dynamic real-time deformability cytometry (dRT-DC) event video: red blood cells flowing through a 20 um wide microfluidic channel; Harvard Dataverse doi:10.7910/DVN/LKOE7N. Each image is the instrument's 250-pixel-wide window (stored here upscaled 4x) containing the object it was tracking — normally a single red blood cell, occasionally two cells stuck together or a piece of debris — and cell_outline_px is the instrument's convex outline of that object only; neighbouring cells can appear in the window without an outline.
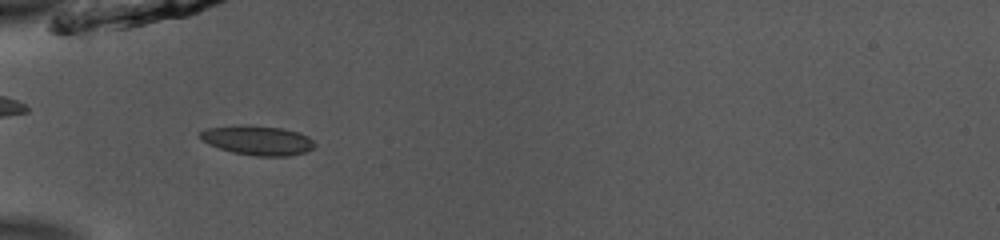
{"species": "common noctule bat (a hibernating species)", "species_latin": "Nyctalus noctula", "temperature_condition": "room temperature", "stored_images_in_passage": 37, "camera_frame_rate_fps": 3000, "um_per_image_px": 0.085, "animal": {"sex": "male", "body_mass_g": 13.0, "forearm_length_mm": 53.1}, "frame": {"image": 1, "passage_image": 3, "time_ms": 0.667, "image_size_px": [1000, 240], "cell_outline_px": [[316, 144], [312, 148], [304, 152], [288, 156], [252, 156], [232, 152], [208, 144], [200, 136], [200, 132], [208, 128], [284, 128], [300, 132], [308, 136]], "centroid_in_image_um": [21.99, 11.99], "position_along_channel_um": 63.0, "area_um2": 18.61}}
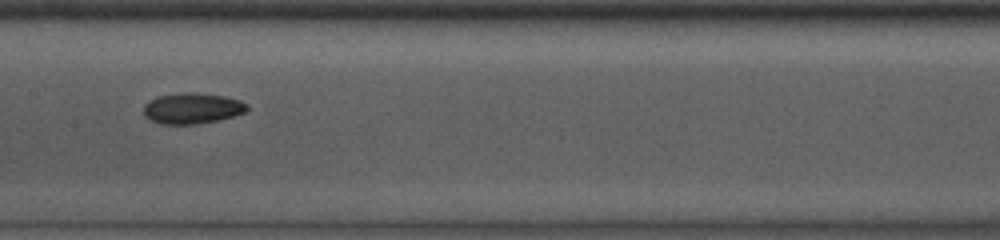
{"frame": {"image": 2, "passage_image": 13, "time_ms": 4.0, "image_size_px": [1000, 240], "cell_outline_px": [[248, 108], [244, 112], [232, 116], [216, 120], [196, 124], [160, 124], [148, 120], [144, 116], [144, 104], [148, 100], [156, 96], [180, 92], [196, 92], [224, 96], [240, 100], [248, 104]], "centroid_in_image_um": [16.28, 9.19], "position_along_channel_um": 191.1, "area_um2": 18.79}}
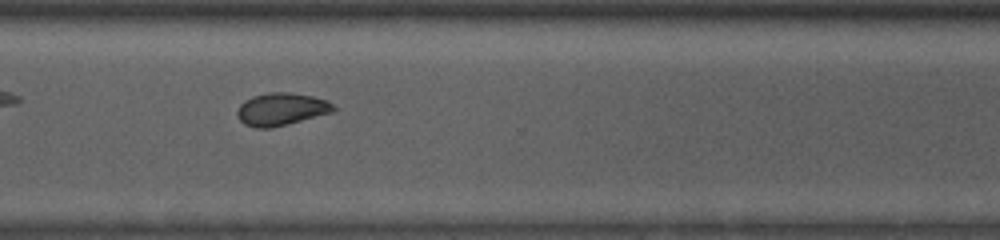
{"frame": {"image": 3, "passage_image": 25, "time_ms": 8.0, "image_size_px": [1000, 240], "cell_outline_px": [[336, 108], [332, 112], [272, 128], [256, 128], [244, 124], [236, 116], [236, 112], [240, 104], [244, 100], [252, 96], [268, 92], [288, 92], [312, 96], [328, 100]], "centroid_in_image_um": [23.87, 9.27], "position_along_channel_um": 346.7, "area_um2": 18.32}, "authors_computed_cell_mechanics": {"area_um2": 18.496, "velocity_mm_per_s": 3.9049, "shape_relaxation_time_tau1_ms": 8.1283, "shape_relaxation_time_tau2_ms": 2.6515, "deformation_change_tau1": 0.1559, "deformation_change_tau2": 0.0667}}